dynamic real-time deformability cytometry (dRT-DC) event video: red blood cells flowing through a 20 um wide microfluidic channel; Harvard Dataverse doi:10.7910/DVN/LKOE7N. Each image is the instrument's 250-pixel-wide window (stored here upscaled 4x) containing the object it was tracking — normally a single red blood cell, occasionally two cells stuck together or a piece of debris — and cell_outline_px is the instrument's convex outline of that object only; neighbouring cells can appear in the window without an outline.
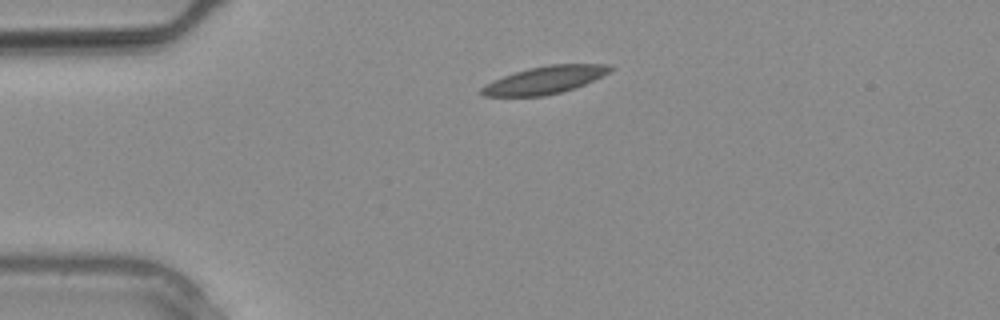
{"species": "common noctule bat (a hibernating species)", "species_latin": "Nyctalus noctula", "temperature_condition": "warm", "stored_images_in_passage": 4, "camera_frame_rate_fps": 3000, "um_per_image_px": 0.085, "animal": {"sex": "male", "body_mass_g": 20.4}, "frame": {"image": 1, "passage_image": 4, "time_ms": 1.0, "image_size_px": [1000, 320], "cell_outline_px": [[612, 68], [608, 72], [584, 84], [560, 92], [544, 96], [484, 96], [480, 92], [480, 88], [504, 76], [528, 68], [548, 64], [612, 64]], "centroid_in_image_um": [46.3, 6.79], "position_along_channel_um": 38.7, "area_um2": 20.17}}